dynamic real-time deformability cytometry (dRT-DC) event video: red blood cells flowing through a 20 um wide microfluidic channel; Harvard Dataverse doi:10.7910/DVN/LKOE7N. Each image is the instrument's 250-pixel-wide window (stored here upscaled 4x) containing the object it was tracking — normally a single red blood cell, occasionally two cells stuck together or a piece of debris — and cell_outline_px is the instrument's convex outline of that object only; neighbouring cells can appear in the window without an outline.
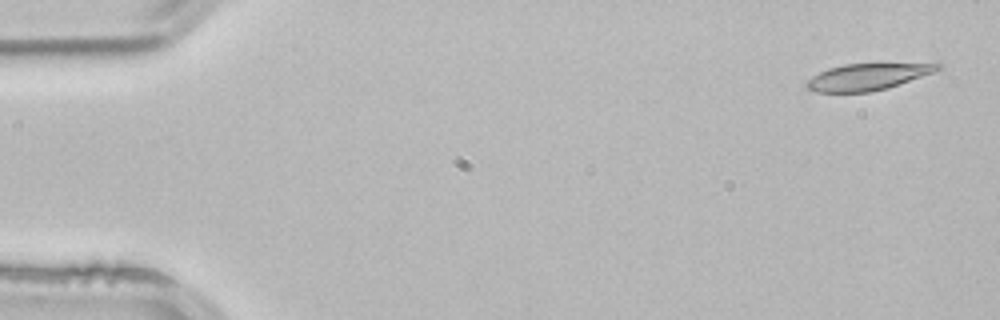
{"species": "common noctule bat (a hibernating species)", "species_latin": "Nyctalus noctula", "temperature_condition": "room temperature", "stored_images_in_passage": 3, "camera_frame_rate_fps": 3000, "um_per_image_px": 0.085, "animal": {"sex": "male", "body_mass_g": 21.5, "forearm_length_mm": 52.0}, "frame": {"image": 1, "passage_image": 3, "time_ms": 0.667, "image_size_px": [1000, 320], "cell_outline_px": [[944, 64], [940, 68], [932, 72], [888, 88], [868, 92], [816, 92], [804, 88], [804, 84], [812, 76], [828, 68], [844, 64]], "centroid_in_image_um": [73.63, 6.54], "position_along_channel_um": 11.4, "area_um2": 19.94}}